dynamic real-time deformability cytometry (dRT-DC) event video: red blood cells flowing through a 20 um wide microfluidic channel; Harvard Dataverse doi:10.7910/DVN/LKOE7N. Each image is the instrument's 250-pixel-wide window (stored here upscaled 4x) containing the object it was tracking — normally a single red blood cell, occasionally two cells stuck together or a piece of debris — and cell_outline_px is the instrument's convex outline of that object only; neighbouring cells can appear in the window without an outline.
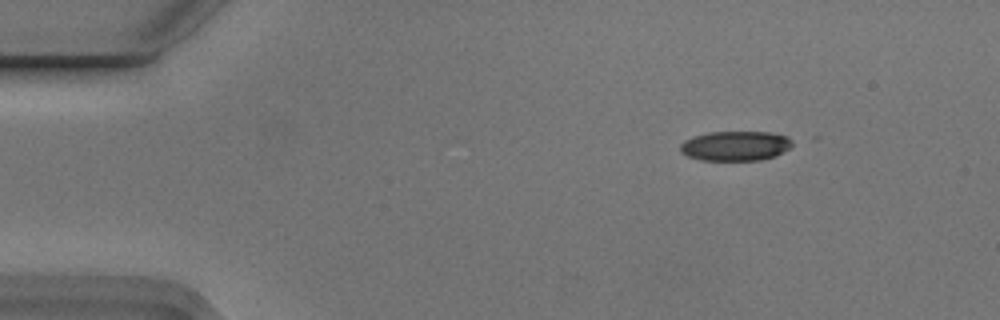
{"species": "Egyptian fruit bat (a non-hibernating species)", "species_latin": "Rousettus aegyptiacus", "temperature_condition": "cold", "stored_images_in_passage": 4, "camera_frame_rate_fps": 3000, "um_per_image_px": 0.085, "animal": {"sex": "male"}, "frame": {"image": 1, "passage_image": 1, "time_ms": 0.0, "image_size_px": [1000, 320], "cell_outline_px": [[792, 144], [788, 148], [776, 156], [760, 160], [700, 160], [688, 156], [680, 152], [680, 144], [684, 140], [692, 136], [708, 132], [768, 132], [788, 136], [792, 140]], "centroid_in_image_um": [62.48, 12.39], "position_along_channel_um": 22.5, "area_um2": 19.48}}
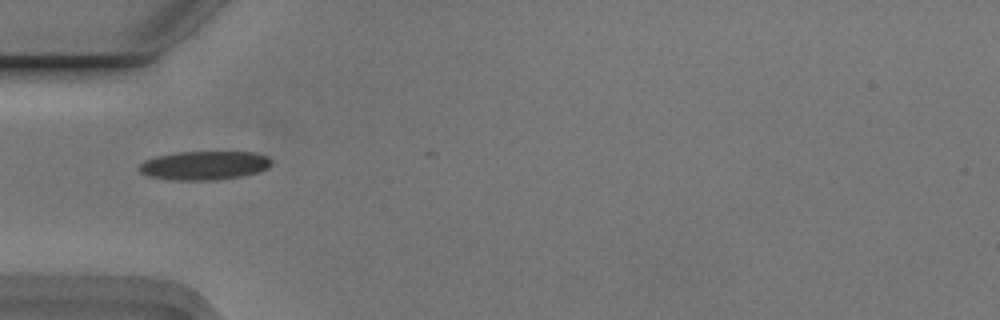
{"frame": {"image": 2, "passage_image": 4, "time_ms": 1.0, "image_size_px": [1000, 320], "cell_outline_px": [[272, 164], [268, 168], [256, 172], [240, 176], [212, 180], [172, 180], [148, 176], [140, 172], [136, 168], [144, 160], [156, 156], [180, 152], [252, 152], [268, 156], [272, 160]], "centroid_in_image_um": [17.34, 14.06], "position_along_channel_um": 67.7, "area_um2": 22.2}}